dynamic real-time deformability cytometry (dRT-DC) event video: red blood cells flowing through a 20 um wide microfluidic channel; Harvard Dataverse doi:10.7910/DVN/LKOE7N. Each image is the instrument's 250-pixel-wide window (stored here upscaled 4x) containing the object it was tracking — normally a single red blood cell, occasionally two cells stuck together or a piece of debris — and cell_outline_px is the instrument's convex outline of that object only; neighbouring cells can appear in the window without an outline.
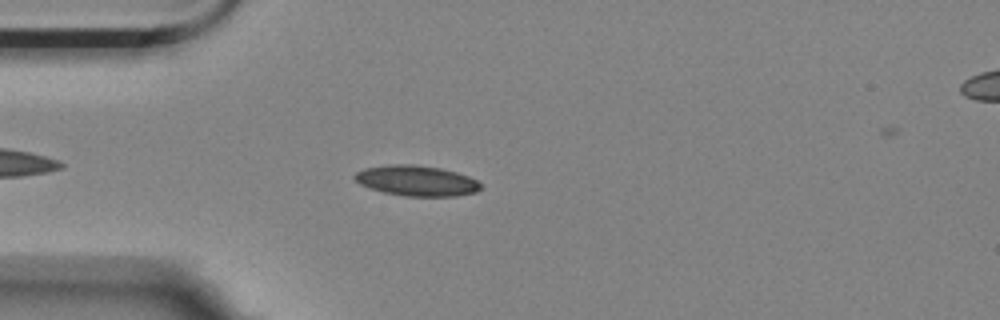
{"species": "Egyptian fruit bat (a non-hibernating species)", "species_latin": "Rousettus aegyptiacus", "temperature_condition": "room temperature", "stored_images_in_passage": 5, "camera_frame_rate_fps": 3000, "um_per_image_px": 0.085, "animal": {"sex": "female"}, "frame": {"image": 1, "passage_image": 4, "time_ms": 1.0, "image_size_px": [1000, 320], "cell_outline_px": [[480, 188], [476, 192], [456, 196], [404, 196], [384, 192], [360, 184], [352, 176], [356, 172], [364, 168], [388, 164], [416, 164], [440, 168], [456, 172], [468, 176], [476, 180], [480, 184]], "centroid_in_image_um": [35.39, 15.35], "position_along_channel_um": 49.6, "area_um2": 22.31}}